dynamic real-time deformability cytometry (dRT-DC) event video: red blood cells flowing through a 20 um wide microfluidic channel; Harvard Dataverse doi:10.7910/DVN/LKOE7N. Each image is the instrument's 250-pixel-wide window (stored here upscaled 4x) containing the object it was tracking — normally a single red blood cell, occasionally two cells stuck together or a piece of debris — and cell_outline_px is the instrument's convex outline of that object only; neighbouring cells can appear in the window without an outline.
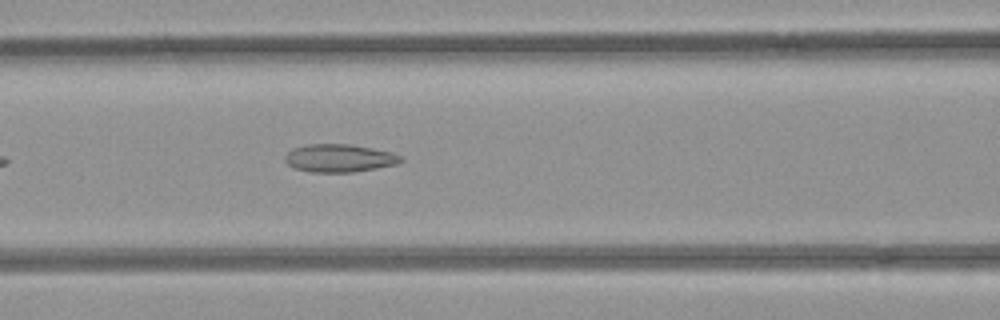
{"species": "common noctule bat (a hibernating species)", "species_latin": "Nyctalus noctula", "temperature_condition": "room temperature", "stored_images_in_passage": 32, "camera_frame_rate_fps": 3000, "um_per_image_px": 0.085, "animal": {"sex": "female", "body_mass_g": 21.9}, "frame": {"image": 1, "passage_image": 9, "time_ms": 2.667, "image_size_px": [1000, 320], "cell_outline_px": [[404, 160], [396, 164], [376, 168], [352, 172], [308, 172], [296, 168], [288, 164], [284, 160], [284, 156], [292, 148], [308, 144], [348, 144], [372, 148], [392, 152], [404, 156]], "centroid_in_image_um": [28.85, 13.44], "position_along_channel_um": 137.7, "area_um2": 18.9}}
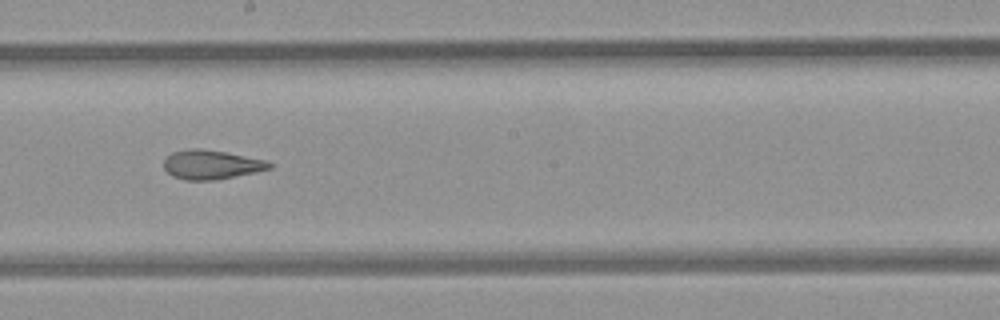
{"frame": {"image": 2, "passage_image": 16, "time_ms": 5.0, "image_size_px": [1000, 320], "cell_outline_px": [[272, 168], [256, 172], [216, 180], [184, 180], [172, 176], [164, 168], [164, 160], [172, 152], [188, 148], [200, 148], [224, 152], [264, 160], [272, 164]], "centroid_in_image_um": [17.93, 14.0], "position_along_channel_um": 230.3, "area_um2": 17.86}}
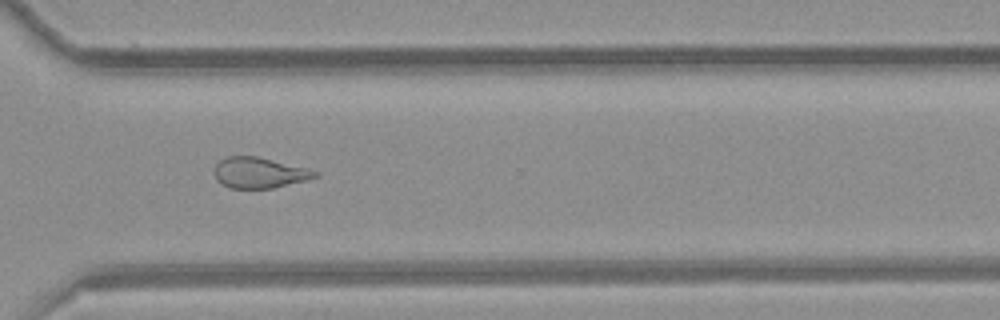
{"frame": {"image": 3, "passage_image": 25, "time_ms": 8.0, "image_size_px": [1000, 320], "cell_outline_px": [[320, 176], [308, 180], [272, 188], [228, 188], [220, 184], [216, 180], [216, 164], [220, 160], [228, 156], [256, 156], [308, 168], [320, 172]], "centroid_in_image_um": [22.08, 14.69], "position_along_channel_um": 348.5, "area_um2": 18.09}, "authors_computed_cell_mechanics": {"area_um2": 18.7272, "velocity_mm_per_s": 3.9626, "shape_relaxation_time_tau1_ms": null, "shape_relaxation_time_tau2_ms": 3.2191, "deformation_change_tau1": null, "deformation_change_tau2": 0.1134}}